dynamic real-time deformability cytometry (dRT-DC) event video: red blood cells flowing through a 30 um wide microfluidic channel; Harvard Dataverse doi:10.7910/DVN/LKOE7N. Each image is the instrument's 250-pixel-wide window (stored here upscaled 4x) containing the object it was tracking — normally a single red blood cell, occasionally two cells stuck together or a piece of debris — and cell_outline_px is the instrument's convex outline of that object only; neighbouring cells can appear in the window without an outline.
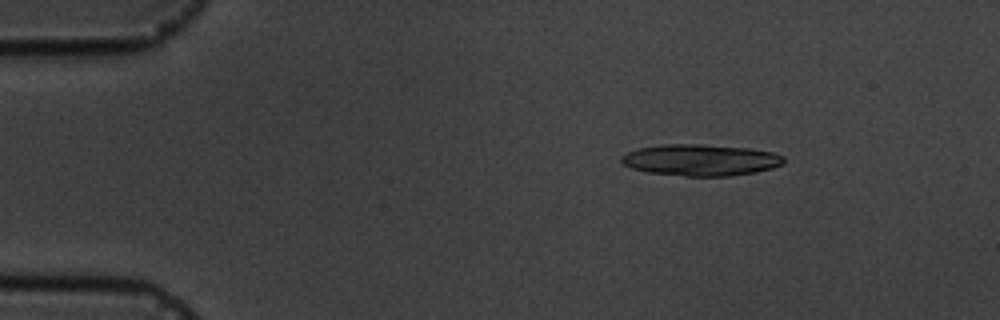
{"species": "common noctule bat (a hibernating species)", "species_latin": "Nyctalus noctula", "temperature_condition": "cold", "stored_images_in_passage": 5, "camera_frame_rate_fps": 3000, "um_per_image_px": 0.085, "animal": {"sex": "male", "body_mass_g": 19.5, "forearm_length_mm": 54.6}, "frame": {"image": 1, "passage_image": 2, "time_ms": 2.0, "image_size_px": [1000, 320], "cell_outline_px": [[784, 164], [772, 168], [756, 172], [728, 176], [684, 176], [648, 172], [632, 168], [624, 164], [620, 160], [620, 156], [628, 152], [640, 148], [660, 144], [696, 144], [748, 148], [772, 152], [784, 156]], "centroid_in_image_um": [59.56, 13.6], "position_along_channel_um": 25.4, "area_um2": 29.71}}